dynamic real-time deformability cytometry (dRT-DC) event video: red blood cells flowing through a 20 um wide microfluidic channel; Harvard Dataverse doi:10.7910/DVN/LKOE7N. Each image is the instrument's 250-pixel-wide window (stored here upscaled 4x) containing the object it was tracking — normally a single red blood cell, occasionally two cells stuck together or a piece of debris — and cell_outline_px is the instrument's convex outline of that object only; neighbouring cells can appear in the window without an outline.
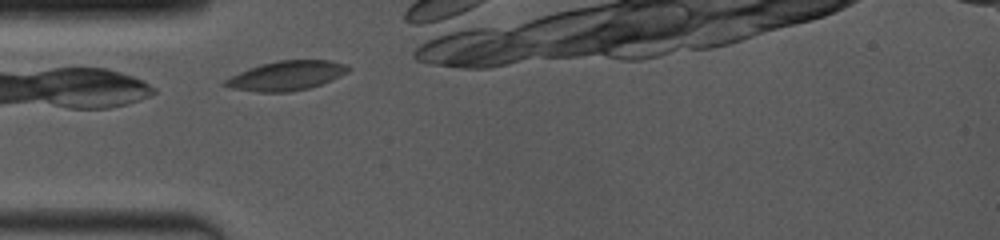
{"species": "common noctule bat (a hibernating species)", "species_latin": "Nyctalus noctula", "temperature_condition": "room temperature", "stored_images_in_passage": 16, "camera_frame_rate_fps": 4000, "um_per_image_px": 0.085, "animal": {"sex": "female", "body_mass_g": 19.0, "forearm_length_mm": 53.3}, "frame": {"image": 1, "passage_image": 1, "time_ms": 0.0, "image_size_px": [1000, 240], "cell_outline_px": [[352, 68], [348, 72], [332, 80], [308, 88], [288, 92], [256, 92], [228, 88], [220, 84], [224, 80], [240, 72], [260, 64], [280, 60], [328, 60], [344, 64]], "centroid_in_image_um": [24.32, 6.44], "position_along_channel_um": 60.7, "area_um2": 21.1}}
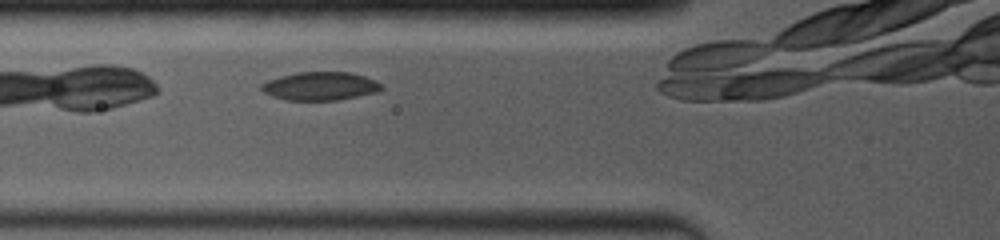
{"frame": {"image": 2, "passage_image": 4, "time_ms": 1.0, "image_size_px": [1000, 240], "cell_outline_px": [[384, 88], [380, 92], [336, 100], [284, 100], [272, 96], [264, 92], [260, 88], [260, 84], [268, 80], [280, 76], [296, 72], [348, 72], [364, 76], [380, 84]], "centroid_in_image_um": [27.19, 7.32], "position_along_channel_um": 98.6, "area_um2": 19.83}}